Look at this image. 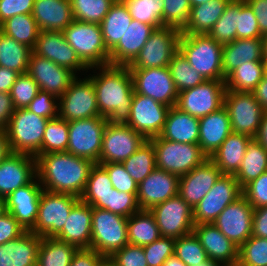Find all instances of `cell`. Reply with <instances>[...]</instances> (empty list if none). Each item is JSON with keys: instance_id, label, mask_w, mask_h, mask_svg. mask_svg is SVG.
I'll list each match as a JSON object with an SVG mask.
<instances>
[{"instance_id": "9a60e30c", "label": "cell", "mask_w": 267, "mask_h": 266, "mask_svg": "<svg viewBox=\"0 0 267 266\" xmlns=\"http://www.w3.org/2000/svg\"><path fill=\"white\" fill-rule=\"evenodd\" d=\"M147 139L126 124L107 123L98 164L123 163Z\"/></svg>"}, {"instance_id": "7a4b0ae2", "label": "cell", "mask_w": 267, "mask_h": 266, "mask_svg": "<svg viewBox=\"0 0 267 266\" xmlns=\"http://www.w3.org/2000/svg\"><path fill=\"white\" fill-rule=\"evenodd\" d=\"M94 164L68 152L42 154L36 157L37 178L44 190L80 198Z\"/></svg>"}, {"instance_id": "8992f818", "label": "cell", "mask_w": 267, "mask_h": 266, "mask_svg": "<svg viewBox=\"0 0 267 266\" xmlns=\"http://www.w3.org/2000/svg\"><path fill=\"white\" fill-rule=\"evenodd\" d=\"M153 143L156 168L183 176L204 163L208 156L198 144L179 143L160 136L149 139Z\"/></svg>"}, {"instance_id": "2a66077c", "label": "cell", "mask_w": 267, "mask_h": 266, "mask_svg": "<svg viewBox=\"0 0 267 266\" xmlns=\"http://www.w3.org/2000/svg\"><path fill=\"white\" fill-rule=\"evenodd\" d=\"M263 60H267V34L263 35Z\"/></svg>"}, {"instance_id": "d6a6232c", "label": "cell", "mask_w": 267, "mask_h": 266, "mask_svg": "<svg viewBox=\"0 0 267 266\" xmlns=\"http://www.w3.org/2000/svg\"><path fill=\"white\" fill-rule=\"evenodd\" d=\"M165 140L179 143L198 144L199 140V118L170 107L161 134Z\"/></svg>"}, {"instance_id": "6da1fadb", "label": "cell", "mask_w": 267, "mask_h": 266, "mask_svg": "<svg viewBox=\"0 0 267 266\" xmlns=\"http://www.w3.org/2000/svg\"><path fill=\"white\" fill-rule=\"evenodd\" d=\"M97 75H88L93 82L100 116L110 124H127L134 94L133 79L128 66L105 65L91 67Z\"/></svg>"}, {"instance_id": "db71d44e", "label": "cell", "mask_w": 267, "mask_h": 266, "mask_svg": "<svg viewBox=\"0 0 267 266\" xmlns=\"http://www.w3.org/2000/svg\"><path fill=\"white\" fill-rule=\"evenodd\" d=\"M163 25L182 30L188 23L191 6L188 0H163Z\"/></svg>"}, {"instance_id": "2644e50d", "label": "cell", "mask_w": 267, "mask_h": 266, "mask_svg": "<svg viewBox=\"0 0 267 266\" xmlns=\"http://www.w3.org/2000/svg\"><path fill=\"white\" fill-rule=\"evenodd\" d=\"M20 74L14 70L0 67V92L10 93L13 84Z\"/></svg>"}, {"instance_id": "5bb4252c", "label": "cell", "mask_w": 267, "mask_h": 266, "mask_svg": "<svg viewBox=\"0 0 267 266\" xmlns=\"http://www.w3.org/2000/svg\"><path fill=\"white\" fill-rule=\"evenodd\" d=\"M242 195L234 175H221L206 196L193 209L194 225L211 224L220 213Z\"/></svg>"}, {"instance_id": "6125c7cd", "label": "cell", "mask_w": 267, "mask_h": 266, "mask_svg": "<svg viewBox=\"0 0 267 266\" xmlns=\"http://www.w3.org/2000/svg\"><path fill=\"white\" fill-rule=\"evenodd\" d=\"M109 259L117 266H148L143 246L132 244L115 251Z\"/></svg>"}, {"instance_id": "9f6ffc18", "label": "cell", "mask_w": 267, "mask_h": 266, "mask_svg": "<svg viewBox=\"0 0 267 266\" xmlns=\"http://www.w3.org/2000/svg\"><path fill=\"white\" fill-rule=\"evenodd\" d=\"M257 18L253 9L245 0H240L237 14L236 39L262 38Z\"/></svg>"}, {"instance_id": "681fc988", "label": "cell", "mask_w": 267, "mask_h": 266, "mask_svg": "<svg viewBox=\"0 0 267 266\" xmlns=\"http://www.w3.org/2000/svg\"><path fill=\"white\" fill-rule=\"evenodd\" d=\"M116 0H70L73 19L99 24Z\"/></svg>"}, {"instance_id": "9c48e42d", "label": "cell", "mask_w": 267, "mask_h": 266, "mask_svg": "<svg viewBox=\"0 0 267 266\" xmlns=\"http://www.w3.org/2000/svg\"><path fill=\"white\" fill-rule=\"evenodd\" d=\"M80 198L64 193L41 192L35 226L30 232L41 237H55L63 228L72 207Z\"/></svg>"}, {"instance_id": "f1b7e54d", "label": "cell", "mask_w": 267, "mask_h": 266, "mask_svg": "<svg viewBox=\"0 0 267 266\" xmlns=\"http://www.w3.org/2000/svg\"><path fill=\"white\" fill-rule=\"evenodd\" d=\"M231 132L229 114L223 106L199 119L198 145L210 158Z\"/></svg>"}, {"instance_id": "753ad0ef", "label": "cell", "mask_w": 267, "mask_h": 266, "mask_svg": "<svg viewBox=\"0 0 267 266\" xmlns=\"http://www.w3.org/2000/svg\"><path fill=\"white\" fill-rule=\"evenodd\" d=\"M13 153L6 130H0V164Z\"/></svg>"}, {"instance_id": "ffe728a7", "label": "cell", "mask_w": 267, "mask_h": 266, "mask_svg": "<svg viewBox=\"0 0 267 266\" xmlns=\"http://www.w3.org/2000/svg\"><path fill=\"white\" fill-rule=\"evenodd\" d=\"M38 84L39 90L61 97L77 75L66 67L32 52L26 72Z\"/></svg>"}, {"instance_id": "91938a15", "label": "cell", "mask_w": 267, "mask_h": 266, "mask_svg": "<svg viewBox=\"0 0 267 266\" xmlns=\"http://www.w3.org/2000/svg\"><path fill=\"white\" fill-rule=\"evenodd\" d=\"M59 98L43 90H39L26 109L47 119L58 117Z\"/></svg>"}, {"instance_id": "979ff035", "label": "cell", "mask_w": 267, "mask_h": 266, "mask_svg": "<svg viewBox=\"0 0 267 266\" xmlns=\"http://www.w3.org/2000/svg\"><path fill=\"white\" fill-rule=\"evenodd\" d=\"M197 266H221L219 263L212 261V260H208L204 263L198 264Z\"/></svg>"}, {"instance_id": "f35d334b", "label": "cell", "mask_w": 267, "mask_h": 266, "mask_svg": "<svg viewBox=\"0 0 267 266\" xmlns=\"http://www.w3.org/2000/svg\"><path fill=\"white\" fill-rule=\"evenodd\" d=\"M113 189L107 170L101 164L95 163L90 170L80 200L90 204L92 208L106 210V197Z\"/></svg>"}, {"instance_id": "603a6c76", "label": "cell", "mask_w": 267, "mask_h": 266, "mask_svg": "<svg viewBox=\"0 0 267 266\" xmlns=\"http://www.w3.org/2000/svg\"><path fill=\"white\" fill-rule=\"evenodd\" d=\"M180 177L155 168L138 184L137 201L141 210H150L178 194Z\"/></svg>"}, {"instance_id": "d590c367", "label": "cell", "mask_w": 267, "mask_h": 266, "mask_svg": "<svg viewBox=\"0 0 267 266\" xmlns=\"http://www.w3.org/2000/svg\"><path fill=\"white\" fill-rule=\"evenodd\" d=\"M132 17L122 0H116L100 23L105 46L110 51L122 39Z\"/></svg>"}, {"instance_id": "67dfc351", "label": "cell", "mask_w": 267, "mask_h": 266, "mask_svg": "<svg viewBox=\"0 0 267 266\" xmlns=\"http://www.w3.org/2000/svg\"><path fill=\"white\" fill-rule=\"evenodd\" d=\"M265 76H267V60H264Z\"/></svg>"}, {"instance_id": "1f68e13d", "label": "cell", "mask_w": 267, "mask_h": 266, "mask_svg": "<svg viewBox=\"0 0 267 266\" xmlns=\"http://www.w3.org/2000/svg\"><path fill=\"white\" fill-rule=\"evenodd\" d=\"M245 62H264L262 38L236 39L223 45L222 68L225 78Z\"/></svg>"}, {"instance_id": "deb4b68c", "label": "cell", "mask_w": 267, "mask_h": 266, "mask_svg": "<svg viewBox=\"0 0 267 266\" xmlns=\"http://www.w3.org/2000/svg\"><path fill=\"white\" fill-rule=\"evenodd\" d=\"M101 266H117L114 262H112L109 258H105Z\"/></svg>"}, {"instance_id": "83f0119b", "label": "cell", "mask_w": 267, "mask_h": 266, "mask_svg": "<svg viewBox=\"0 0 267 266\" xmlns=\"http://www.w3.org/2000/svg\"><path fill=\"white\" fill-rule=\"evenodd\" d=\"M92 206L79 200L71 209L62 230L54 237L80 248H90Z\"/></svg>"}, {"instance_id": "b9fcfbb0", "label": "cell", "mask_w": 267, "mask_h": 266, "mask_svg": "<svg viewBox=\"0 0 267 266\" xmlns=\"http://www.w3.org/2000/svg\"><path fill=\"white\" fill-rule=\"evenodd\" d=\"M5 198L0 196V216H2L5 213Z\"/></svg>"}, {"instance_id": "e575fe53", "label": "cell", "mask_w": 267, "mask_h": 266, "mask_svg": "<svg viewBox=\"0 0 267 266\" xmlns=\"http://www.w3.org/2000/svg\"><path fill=\"white\" fill-rule=\"evenodd\" d=\"M231 0H209L207 3L191 7L188 23L181 30L186 35L208 34L213 25L223 15Z\"/></svg>"}, {"instance_id": "b62a3aed", "label": "cell", "mask_w": 267, "mask_h": 266, "mask_svg": "<svg viewBox=\"0 0 267 266\" xmlns=\"http://www.w3.org/2000/svg\"><path fill=\"white\" fill-rule=\"evenodd\" d=\"M223 266H238V265L236 264V265H223Z\"/></svg>"}, {"instance_id": "52a82bcc", "label": "cell", "mask_w": 267, "mask_h": 266, "mask_svg": "<svg viewBox=\"0 0 267 266\" xmlns=\"http://www.w3.org/2000/svg\"><path fill=\"white\" fill-rule=\"evenodd\" d=\"M128 218L100 208H92L90 248L109 258L128 244Z\"/></svg>"}, {"instance_id": "7dc6e473", "label": "cell", "mask_w": 267, "mask_h": 266, "mask_svg": "<svg viewBox=\"0 0 267 266\" xmlns=\"http://www.w3.org/2000/svg\"><path fill=\"white\" fill-rule=\"evenodd\" d=\"M239 11L240 0H231L223 15L208 32V35L222 45L236 40L237 14Z\"/></svg>"}, {"instance_id": "be15d7a7", "label": "cell", "mask_w": 267, "mask_h": 266, "mask_svg": "<svg viewBox=\"0 0 267 266\" xmlns=\"http://www.w3.org/2000/svg\"><path fill=\"white\" fill-rule=\"evenodd\" d=\"M35 0H0V25L18 14H32Z\"/></svg>"}, {"instance_id": "94428289", "label": "cell", "mask_w": 267, "mask_h": 266, "mask_svg": "<svg viewBox=\"0 0 267 266\" xmlns=\"http://www.w3.org/2000/svg\"><path fill=\"white\" fill-rule=\"evenodd\" d=\"M242 195L254 209L267 206V171L246 184Z\"/></svg>"}, {"instance_id": "ba28073f", "label": "cell", "mask_w": 267, "mask_h": 266, "mask_svg": "<svg viewBox=\"0 0 267 266\" xmlns=\"http://www.w3.org/2000/svg\"><path fill=\"white\" fill-rule=\"evenodd\" d=\"M224 107L229 114L232 132L256 138L265 110L253 92L226 90Z\"/></svg>"}, {"instance_id": "60d3db41", "label": "cell", "mask_w": 267, "mask_h": 266, "mask_svg": "<svg viewBox=\"0 0 267 266\" xmlns=\"http://www.w3.org/2000/svg\"><path fill=\"white\" fill-rule=\"evenodd\" d=\"M77 249L54 237H42L36 266H69Z\"/></svg>"}, {"instance_id": "836d02e7", "label": "cell", "mask_w": 267, "mask_h": 266, "mask_svg": "<svg viewBox=\"0 0 267 266\" xmlns=\"http://www.w3.org/2000/svg\"><path fill=\"white\" fill-rule=\"evenodd\" d=\"M252 139L245 134L231 132L209 159L222 175H235Z\"/></svg>"}, {"instance_id": "34e18365", "label": "cell", "mask_w": 267, "mask_h": 266, "mask_svg": "<svg viewBox=\"0 0 267 266\" xmlns=\"http://www.w3.org/2000/svg\"><path fill=\"white\" fill-rule=\"evenodd\" d=\"M255 139L267 149V111L264 112L260 129Z\"/></svg>"}, {"instance_id": "7bdbcfd3", "label": "cell", "mask_w": 267, "mask_h": 266, "mask_svg": "<svg viewBox=\"0 0 267 266\" xmlns=\"http://www.w3.org/2000/svg\"><path fill=\"white\" fill-rule=\"evenodd\" d=\"M5 35L33 49L40 32L32 14H18L7 19L0 25Z\"/></svg>"}, {"instance_id": "d6986e66", "label": "cell", "mask_w": 267, "mask_h": 266, "mask_svg": "<svg viewBox=\"0 0 267 266\" xmlns=\"http://www.w3.org/2000/svg\"><path fill=\"white\" fill-rule=\"evenodd\" d=\"M253 213L254 208L241 195L220 213L213 224L240 247L252 235Z\"/></svg>"}, {"instance_id": "09005b40", "label": "cell", "mask_w": 267, "mask_h": 266, "mask_svg": "<svg viewBox=\"0 0 267 266\" xmlns=\"http://www.w3.org/2000/svg\"><path fill=\"white\" fill-rule=\"evenodd\" d=\"M191 7L197 6L199 4L207 3L209 0H188Z\"/></svg>"}, {"instance_id": "11e5206c", "label": "cell", "mask_w": 267, "mask_h": 266, "mask_svg": "<svg viewBox=\"0 0 267 266\" xmlns=\"http://www.w3.org/2000/svg\"><path fill=\"white\" fill-rule=\"evenodd\" d=\"M162 266H187L182 260H180L175 255L170 256Z\"/></svg>"}, {"instance_id": "7402d4cb", "label": "cell", "mask_w": 267, "mask_h": 266, "mask_svg": "<svg viewBox=\"0 0 267 266\" xmlns=\"http://www.w3.org/2000/svg\"><path fill=\"white\" fill-rule=\"evenodd\" d=\"M42 191L43 187L36 177L31 183L18 188L5 198L6 211L18 221L25 231H30L35 226Z\"/></svg>"}, {"instance_id": "8fae6325", "label": "cell", "mask_w": 267, "mask_h": 266, "mask_svg": "<svg viewBox=\"0 0 267 266\" xmlns=\"http://www.w3.org/2000/svg\"><path fill=\"white\" fill-rule=\"evenodd\" d=\"M107 123L105 117L69 121V142L66 152L98 163Z\"/></svg>"}, {"instance_id": "d4e9b609", "label": "cell", "mask_w": 267, "mask_h": 266, "mask_svg": "<svg viewBox=\"0 0 267 266\" xmlns=\"http://www.w3.org/2000/svg\"><path fill=\"white\" fill-rule=\"evenodd\" d=\"M36 177V158L25 153H12L0 164V196L6 198Z\"/></svg>"}, {"instance_id": "11a10c76", "label": "cell", "mask_w": 267, "mask_h": 266, "mask_svg": "<svg viewBox=\"0 0 267 266\" xmlns=\"http://www.w3.org/2000/svg\"><path fill=\"white\" fill-rule=\"evenodd\" d=\"M106 210L128 218L141 209L137 201V194L113 189L106 197Z\"/></svg>"}, {"instance_id": "816d5d0a", "label": "cell", "mask_w": 267, "mask_h": 266, "mask_svg": "<svg viewBox=\"0 0 267 266\" xmlns=\"http://www.w3.org/2000/svg\"><path fill=\"white\" fill-rule=\"evenodd\" d=\"M238 266H267V238L251 235L238 249Z\"/></svg>"}, {"instance_id": "a7ac6f4b", "label": "cell", "mask_w": 267, "mask_h": 266, "mask_svg": "<svg viewBox=\"0 0 267 266\" xmlns=\"http://www.w3.org/2000/svg\"><path fill=\"white\" fill-rule=\"evenodd\" d=\"M253 9L257 18L260 32L262 35L267 34V0H245Z\"/></svg>"}, {"instance_id": "8c879c8a", "label": "cell", "mask_w": 267, "mask_h": 266, "mask_svg": "<svg viewBox=\"0 0 267 266\" xmlns=\"http://www.w3.org/2000/svg\"><path fill=\"white\" fill-rule=\"evenodd\" d=\"M253 94L263 109L267 111V76L264 75L263 79L257 84Z\"/></svg>"}, {"instance_id": "89a4df30", "label": "cell", "mask_w": 267, "mask_h": 266, "mask_svg": "<svg viewBox=\"0 0 267 266\" xmlns=\"http://www.w3.org/2000/svg\"><path fill=\"white\" fill-rule=\"evenodd\" d=\"M14 111L10 93L0 92V130H6Z\"/></svg>"}, {"instance_id": "003e7915", "label": "cell", "mask_w": 267, "mask_h": 266, "mask_svg": "<svg viewBox=\"0 0 267 266\" xmlns=\"http://www.w3.org/2000/svg\"><path fill=\"white\" fill-rule=\"evenodd\" d=\"M252 235L267 238V206L254 209Z\"/></svg>"}, {"instance_id": "b9f144b4", "label": "cell", "mask_w": 267, "mask_h": 266, "mask_svg": "<svg viewBox=\"0 0 267 266\" xmlns=\"http://www.w3.org/2000/svg\"><path fill=\"white\" fill-rule=\"evenodd\" d=\"M264 75V62H245L226 77V90L253 92Z\"/></svg>"}, {"instance_id": "4316f807", "label": "cell", "mask_w": 267, "mask_h": 266, "mask_svg": "<svg viewBox=\"0 0 267 266\" xmlns=\"http://www.w3.org/2000/svg\"><path fill=\"white\" fill-rule=\"evenodd\" d=\"M154 30L152 25L132 19L122 39L110 50L109 64L129 66Z\"/></svg>"}, {"instance_id": "cb8c5ba5", "label": "cell", "mask_w": 267, "mask_h": 266, "mask_svg": "<svg viewBox=\"0 0 267 266\" xmlns=\"http://www.w3.org/2000/svg\"><path fill=\"white\" fill-rule=\"evenodd\" d=\"M221 175V171L208 158L189 173L180 176L178 195L194 209Z\"/></svg>"}, {"instance_id": "6f0895ef", "label": "cell", "mask_w": 267, "mask_h": 266, "mask_svg": "<svg viewBox=\"0 0 267 266\" xmlns=\"http://www.w3.org/2000/svg\"><path fill=\"white\" fill-rule=\"evenodd\" d=\"M175 239L160 237L151 244L143 246L148 266H162V264L174 255Z\"/></svg>"}, {"instance_id": "f6af8a7d", "label": "cell", "mask_w": 267, "mask_h": 266, "mask_svg": "<svg viewBox=\"0 0 267 266\" xmlns=\"http://www.w3.org/2000/svg\"><path fill=\"white\" fill-rule=\"evenodd\" d=\"M168 68L178 92L198 86L205 81L179 50L173 55Z\"/></svg>"}, {"instance_id": "f5cc1de1", "label": "cell", "mask_w": 267, "mask_h": 266, "mask_svg": "<svg viewBox=\"0 0 267 266\" xmlns=\"http://www.w3.org/2000/svg\"><path fill=\"white\" fill-rule=\"evenodd\" d=\"M39 91L38 84L27 73L20 74L13 84L10 96L16 109L26 108Z\"/></svg>"}, {"instance_id": "74e56055", "label": "cell", "mask_w": 267, "mask_h": 266, "mask_svg": "<svg viewBox=\"0 0 267 266\" xmlns=\"http://www.w3.org/2000/svg\"><path fill=\"white\" fill-rule=\"evenodd\" d=\"M267 171V149L253 138L245 151L241 165L234 175L241 188Z\"/></svg>"}, {"instance_id": "30bf717a", "label": "cell", "mask_w": 267, "mask_h": 266, "mask_svg": "<svg viewBox=\"0 0 267 266\" xmlns=\"http://www.w3.org/2000/svg\"><path fill=\"white\" fill-rule=\"evenodd\" d=\"M181 30L163 26L156 28L142 47L139 55L128 66L129 69L167 67L178 51Z\"/></svg>"}, {"instance_id": "680465c9", "label": "cell", "mask_w": 267, "mask_h": 266, "mask_svg": "<svg viewBox=\"0 0 267 266\" xmlns=\"http://www.w3.org/2000/svg\"><path fill=\"white\" fill-rule=\"evenodd\" d=\"M108 172L113 188L119 192L137 194L138 184L125 170L122 163L101 164Z\"/></svg>"}, {"instance_id": "ab89813d", "label": "cell", "mask_w": 267, "mask_h": 266, "mask_svg": "<svg viewBox=\"0 0 267 266\" xmlns=\"http://www.w3.org/2000/svg\"><path fill=\"white\" fill-rule=\"evenodd\" d=\"M32 52L27 45L17 42L0 31V67L25 74Z\"/></svg>"}, {"instance_id": "f546056e", "label": "cell", "mask_w": 267, "mask_h": 266, "mask_svg": "<svg viewBox=\"0 0 267 266\" xmlns=\"http://www.w3.org/2000/svg\"><path fill=\"white\" fill-rule=\"evenodd\" d=\"M41 238L26 231L19 238L0 244V266H36Z\"/></svg>"}, {"instance_id": "484cf974", "label": "cell", "mask_w": 267, "mask_h": 266, "mask_svg": "<svg viewBox=\"0 0 267 266\" xmlns=\"http://www.w3.org/2000/svg\"><path fill=\"white\" fill-rule=\"evenodd\" d=\"M193 233L205 249L208 259L223 265L238 263L239 247L229 240L213 223L196 224Z\"/></svg>"}, {"instance_id": "03108f58", "label": "cell", "mask_w": 267, "mask_h": 266, "mask_svg": "<svg viewBox=\"0 0 267 266\" xmlns=\"http://www.w3.org/2000/svg\"><path fill=\"white\" fill-rule=\"evenodd\" d=\"M105 258L91 248H80L74 253L69 266H101Z\"/></svg>"}, {"instance_id": "4fadbf2b", "label": "cell", "mask_w": 267, "mask_h": 266, "mask_svg": "<svg viewBox=\"0 0 267 266\" xmlns=\"http://www.w3.org/2000/svg\"><path fill=\"white\" fill-rule=\"evenodd\" d=\"M225 81L205 80L193 88L178 92L175 107L202 118L224 106Z\"/></svg>"}, {"instance_id": "7c38bea8", "label": "cell", "mask_w": 267, "mask_h": 266, "mask_svg": "<svg viewBox=\"0 0 267 266\" xmlns=\"http://www.w3.org/2000/svg\"><path fill=\"white\" fill-rule=\"evenodd\" d=\"M58 117L67 122L102 117L97 107L95 87L88 77H76L59 97Z\"/></svg>"}, {"instance_id": "8d00e7d4", "label": "cell", "mask_w": 267, "mask_h": 266, "mask_svg": "<svg viewBox=\"0 0 267 266\" xmlns=\"http://www.w3.org/2000/svg\"><path fill=\"white\" fill-rule=\"evenodd\" d=\"M128 244L145 246L161 237L154 215L149 210H140L127 220Z\"/></svg>"}, {"instance_id": "5b68a950", "label": "cell", "mask_w": 267, "mask_h": 266, "mask_svg": "<svg viewBox=\"0 0 267 266\" xmlns=\"http://www.w3.org/2000/svg\"><path fill=\"white\" fill-rule=\"evenodd\" d=\"M50 119L36 115L30 110L16 109L6 127L13 153L41 155L42 139Z\"/></svg>"}, {"instance_id": "44dd1931", "label": "cell", "mask_w": 267, "mask_h": 266, "mask_svg": "<svg viewBox=\"0 0 267 266\" xmlns=\"http://www.w3.org/2000/svg\"><path fill=\"white\" fill-rule=\"evenodd\" d=\"M32 51L40 57L70 69L75 74L80 70H87V72L89 70L68 44L61 31H40Z\"/></svg>"}, {"instance_id": "277c9868", "label": "cell", "mask_w": 267, "mask_h": 266, "mask_svg": "<svg viewBox=\"0 0 267 266\" xmlns=\"http://www.w3.org/2000/svg\"><path fill=\"white\" fill-rule=\"evenodd\" d=\"M63 34L68 44L88 68L109 64L110 51L105 46L99 24L73 20Z\"/></svg>"}, {"instance_id": "bcb514c9", "label": "cell", "mask_w": 267, "mask_h": 266, "mask_svg": "<svg viewBox=\"0 0 267 266\" xmlns=\"http://www.w3.org/2000/svg\"><path fill=\"white\" fill-rule=\"evenodd\" d=\"M132 19L152 25L155 29L163 27V0H122Z\"/></svg>"}, {"instance_id": "3957f363", "label": "cell", "mask_w": 267, "mask_h": 266, "mask_svg": "<svg viewBox=\"0 0 267 266\" xmlns=\"http://www.w3.org/2000/svg\"><path fill=\"white\" fill-rule=\"evenodd\" d=\"M178 50L205 80H226L222 68L223 45L208 34L181 33Z\"/></svg>"}, {"instance_id": "c3c4849f", "label": "cell", "mask_w": 267, "mask_h": 266, "mask_svg": "<svg viewBox=\"0 0 267 266\" xmlns=\"http://www.w3.org/2000/svg\"><path fill=\"white\" fill-rule=\"evenodd\" d=\"M69 142L68 122L59 117L48 121L41 146V155L52 152H66Z\"/></svg>"}, {"instance_id": "ac0fdd59", "label": "cell", "mask_w": 267, "mask_h": 266, "mask_svg": "<svg viewBox=\"0 0 267 266\" xmlns=\"http://www.w3.org/2000/svg\"><path fill=\"white\" fill-rule=\"evenodd\" d=\"M169 109L151 97L134 92L130 119L126 125L149 140L161 134Z\"/></svg>"}, {"instance_id": "ee69618b", "label": "cell", "mask_w": 267, "mask_h": 266, "mask_svg": "<svg viewBox=\"0 0 267 266\" xmlns=\"http://www.w3.org/2000/svg\"><path fill=\"white\" fill-rule=\"evenodd\" d=\"M122 164L137 184L142 182L156 168L153 143L150 140H146L144 144Z\"/></svg>"}, {"instance_id": "f907efd6", "label": "cell", "mask_w": 267, "mask_h": 266, "mask_svg": "<svg viewBox=\"0 0 267 266\" xmlns=\"http://www.w3.org/2000/svg\"><path fill=\"white\" fill-rule=\"evenodd\" d=\"M174 255L187 266H197L209 260L205 249L193 232L175 239Z\"/></svg>"}, {"instance_id": "4dcf8cb0", "label": "cell", "mask_w": 267, "mask_h": 266, "mask_svg": "<svg viewBox=\"0 0 267 266\" xmlns=\"http://www.w3.org/2000/svg\"><path fill=\"white\" fill-rule=\"evenodd\" d=\"M32 16L40 31L63 32L74 20L70 0H35Z\"/></svg>"}, {"instance_id": "e0dca14e", "label": "cell", "mask_w": 267, "mask_h": 266, "mask_svg": "<svg viewBox=\"0 0 267 266\" xmlns=\"http://www.w3.org/2000/svg\"><path fill=\"white\" fill-rule=\"evenodd\" d=\"M135 93L153 98L168 107H174L178 91L167 67L130 69Z\"/></svg>"}, {"instance_id": "2e32d148", "label": "cell", "mask_w": 267, "mask_h": 266, "mask_svg": "<svg viewBox=\"0 0 267 266\" xmlns=\"http://www.w3.org/2000/svg\"><path fill=\"white\" fill-rule=\"evenodd\" d=\"M149 211L154 215L162 237L177 239L193 232V209L178 194Z\"/></svg>"}, {"instance_id": "e7e4bbea", "label": "cell", "mask_w": 267, "mask_h": 266, "mask_svg": "<svg viewBox=\"0 0 267 266\" xmlns=\"http://www.w3.org/2000/svg\"><path fill=\"white\" fill-rule=\"evenodd\" d=\"M26 231L7 211L0 216V244L19 238Z\"/></svg>"}]
</instances>
